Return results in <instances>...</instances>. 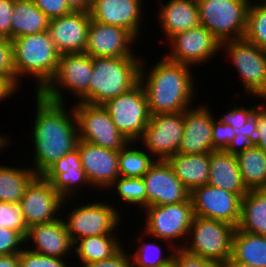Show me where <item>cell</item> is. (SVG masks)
I'll list each match as a JSON object with an SVG mask.
<instances>
[{
	"mask_svg": "<svg viewBox=\"0 0 266 267\" xmlns=\"http://www.w3.org/2000/svg\"><path fill=\"white\" fill-rule=\"evenodd\" d=\"M35 95L36 114L31 136L35 154L31 169L42 175L61 157L76 149L79 139L74 108L67 110L66 103L50 101L39 93Z\"/></svg>",
	"mask_w": 266,
	"mask_h": 267,
	"instance_id": "6da1fadb",
	"label": "cell"
},
{
	"mask_svg": "<svg viewBox=\"0 0 266 267\" xmlns=\"http://www.w3.org/2000/svg\"><path fill=\"white\" fill-rule=\"evenodd\" d=\"M143 66L141 63L139 82L145 91L150 115L184 112L190 108L195 94L190 66L165 57L150 66L148 72Z\"/></svg>",
	"mask_w": 266,
	"mask_h": 267,
	"instance_id": "7a4b0ae2",
	"label": "cell"
},
{
	"mask_svg": "<svg viewBox=\"0 0 266 267\" xmlns=\"http://www.w3.org/2000/svg\"><path fill=\"white\" fill-rule=\"evenodd\" d=\"M11 41L15 86L20 84L21 76H33L38 85L35 91L39 93L54 76L61 54L48 31L16 37Z\"/></svg>",
	"mask_w": 266,
	"mask_h": 267,
	"instance_id": "3957f363",
	"label": "cell"
},
{
	"mask_svg": "<svg viewBox=\"0 0 266 267\" xmlns=\"http://www.w3.org/2000/svg\"><path fill=\"white\" fill-rule=\"evenodd\" d=\"M142 57H92L89 104L103 105L107 100L136 86L139 83L141 63L145 64Z\"/></svg>",
	"mask_w": 266,
	"mask_h": 267,
	"instance_id": "277c9868",
	"label": "cell"
},
{
	"mask_svg": "<svg viewBox=\"0 0 266 267\" xmlns=\"http://www.w3.org/2000/svg\"><path fill=\"white\" fill-rule=\"evenodd\" d=\"M93 74L92 57L87 53L60 55L56 72L39 94L50 101L65 103L63 88L78 97L77 102L89 104V83Z\"/></svg>",
	"mask_w": 266,
	"mask_h": 267,
	"instance_id": "5b68a950",
	"label": "cell"
},
{
	"mask_svg": "<svg viewBox=\"0 0 266 267\" xmlns=\"http://www.w3.org/2000/svg\"><path fill=\"white\" fill-rule=\"evenodd\" d=\"M200 25L219 41L243 39L250 4L245 0H196Z\"/></svg>",
	"mask_w": 266,
	"mask_h": 267,
	"instance_id": "8992f818",
	"label": "cell"
},
{
	"mask_svg": "<svg viewBox=\"0 0 266 267\" xmlns=\"http://www.w3.org/2000/svg\"><path fill=\"white\" fill-rule=\"evenodd\" d=\"M235 227L214 219L194 216L188 236L190 245L182 244L190 253L223 264L232 256V238Z\"/></svg>",
	"mask_w": 266,
	"mask_h": 267,
	"instance_id": "52a82bcc",
	"label": "cell"
},
{
	"mask_svg": "<svg viewBox=\"0 0 266 267\" xmlns=\"http://www.w3.org/2000/svg\"><path fill=\"white\" fill-rule=\"evenodd\" d=\"M144 210L147 215L145 217L146 225L143 236L148 235L158 240L168 241V244L172 245L170 247L171 251L180 247V243L177 245L174 240L177 242L182 238L184 241L183 237H185L186 241L195 216L190 198L187 201L176 204L148 206Z\"/></svg>",
	"mask_w": 266,
	"mask_h": 267,
	"instance_id": "ba28073f",
	"label": "cell"
},
{
	"mask_svg": "<svg viewBox=\"0 0 266 267\" xmlns=\"http://www.w3.org/2000/svg\"><path fill=\"white\" fill-rule=\"evenodd\" d=\"M111 116L118 131L134 144L142 137L150 120L145 91L140 82L102 105Z\"/></svg>",
	"mask_w": 266,
	"mask_h": 267,
	"instance_id": "9c48e42d",
	"label": "cell"
},
{
	"mask_svg": "<svg viewBox=\"0 0 266 267\" xmlns=\"http://www.w3.org/2000/svg\"><path fill=\"white\" fill-rule=\"evenodd\" d=\"M73 108L79 140L114 151H120L130 143L118 131L108 111L102 105L77 102Z\"/></svg>",
	"mask_w": 266,
	"mask_h": 267,
	"instance_id": "30bf717a",
	"label": "cell"
},
{
	"mask_svg": "<svg viewBox=\"0 0 266 267\" xmlns=\"http://www.w3.org/2000/svg\"><path fill=\"white\" fill-rule=\"evenodd\" d=\"M221 48L236 67L245 93L262 98L266 94V51L244 38L225 41Z\"/></svg>",
	"mask_w": 266,
	"mask_h": 267,
	"instance_id": "8fae6325",
	"label": "cell"
},
{
	"mask_svg": "<svg viewBox=\"0 0 266 267\" xmlns=\"http://www.w3.org/2000/svg\"><path fill=\"white\" fill-rule=\"evenodd\" d=\"M89 203L82 204L80 207L74 206L73 211L70 210L69 214H65L67 220L65 219L64 222L73 243L88 236L115 233L119 222L123 220L114 204L106 201Z\"/></svg>",
	"mask_w": 266,
	"mask_h": 267,
	"instance_id": "7c38bea8",
	"label": "cell"
},
{
	"mask_svg": "<svg viewBox=\"0 0 266 267\" xmlns=\"http://www.w3.org/2000/svg\"><path fill=\"white\" fill-rule=\"evenodd\" d=\"M184 133V112L150 115L142 137L144 150L159 161L178 153Z\"/></svg>",
	"mask_w": 266,
	"mask_h": 267,
	"instance_id": "4fadbf2b",
	"label": "cell"
},
{
	"mask_svg": "<svg viewBox=\"0 0 266 267\" xmlns=\"http://www.w3.org/2000/svg\"><path fill=\"white\" fill-rule=\"evenodd\" d=\"M168 41L171 52L165 58L190 67L208 62L221 51L220 41L202 25L178 33Z\"/></svg>",
	"mask_w": 266,
	"mask_h": 267,
	"instance_id": "5bb4252c",
	"label": "cell"
},
{
	"mask_svg": "<svg viewBox=\"0 0 266 267\" xmlns=\"http://www.w3.org/2000/svg\"><path fill=\"white\" fill-rule=\"evenodd\" d=\"M68 200H63L52 183L42 175H37L26 188L20 199L26 226L47 223L59 218L58 213ZM57 216V217H56Z\"/></svg>",
	"mask_w": 266,
	"mask_h": 267,
	"instance_id": "9a60e30c",
	"label": "cell"
},
{
	"mask_svg": "<svg viewBox=\"0 0 266 267\" xmlns=\"http://www.w3.org/2000/svg\"><path fill=\"white\" fill-rule=\"evenodd\" d=\"M190 199L195 216L223 221L237 228L242 201L239 195L206 184L194 188Z\"/></svg>",
	"mask_w": 266,
	"mask_h": 267,
	"instance_id": "2e32d148",
	"label": "cell"
},
{
	"mask_svg": "<svg viewBox=\"0 0 266 267\" xmlns=\"http://www.w3.org/2000/svg\"><path fill=\"white\" fill-rule=\"evenodd\" d=\"M147 194V207L187 201L190 191L176 177L168 161L156 160L142 177Z\"/></svg>",
	"mask_w": 266,
	"mask_h": 267,
	"instance_id": "e0dca14e",
	"label": "cell"
},
{
	"mask_svg": "<svg viewBox=\"0 0 266 267\" xmlns=\"http://www.w3.org/2000/svg\"><path fill=\"white\" fill-rule=\"evenodd\" d=\"M136 39L127 29L91 19L85 53L91 57H134L131 46Z\"/></svg>",
	"mask_w": 266,
	"mask_h": 267,
	"instance_id": "ac0fdd59",
	"label": "cell"
},
{
	"mask_svg": "<svg viewBox=\"0 0 266 267\" xmlns=\"http://www.w3.org/2000/svg\"><path fill=\"white\" fill-rule=\"evenodd\" d=\"M76 148L80 154L82 168L91 186L96 190L110 188L120 176L119 151L105 149L83 140H78Z\"/></svg>",
	"mask_w": 266,
	"mask_h": 267,
	"instance_id": "d6986e66",
	"label": "cell"
},
{
	"mask_svg": "<svg viewBox=\"0 0 266 267\" xmlns=\"http://www.w3.org/2000/svg\"><path fill=\"white\" fill-rule=\"evenodd\" d=\"M89 12L72 11L49 21L48 33L60 54L85 52L89 24Z\"/></svg>",
	"mask_w": 266,
	"mask_h": 267,
	"instance_id": "ffe728a7",
	"label": "cell"
},
{
	"mask_svg": "<svg viewBox=\"0 0 266 267\" xmlns=\"http://www.w3.org/2000/svg\"><path fill=\"white\" fill-rule=\"evenodd\" d=\"M142 0H95L91 4V19L106 25L127 29L136 38L140 36Z\"/></svg>",
	"mask_w": 266,
	"mask_h": 267,
	"instance_id": "44dd1931",
	"label": "cell"
},
{
	"mask_svg": "<svg viewBox=\"0 0 266 267\" xmlns=\"http://www.w3.org/2000/svg\"><path fill=\"white\" fill-rule=\"evenodd\" d=\"M184 111V133L178 153L202 154L216 151L212 146L214 116L203 105Z\"/></svg>",
	"mask_w": 266,
	"mask_h": 267,
	"instance_id": "7402d4cb",
	"label": "cell"
},
{
	"mask_svg": "<svg viewBox=\"0 0 266 267\" xmlns=\"http://www.w3.org/2000/svg\"><path fill=\"white\" fill-rule=\"evenodd\" d=\"M64 218L66 217L30 226L24 239L26 247L29 245L27 242L32 240L33 243L30 244L35 246H28V249L46 256L61 259L66 257L73 249L74 243L67 232Z\"/></svg>",
	"mask_w": 266,
	"mask_h": 267,
	"instance_id": "603a6c76",
	"label": "cell"
},
{
	"mask_svg": "<svg viewBox=\"0 0 266 267\" xmlns=\"http://www.w3.org/2000/svg\"><path fill=\"white\" fill-rule=\"evenodd\" d=\"M42 176L52 183L53 188L58 192L63 200L72 199L79 190L86 185L91 186L84 169L82 168L78 149L61 157L52 164ZM77 188V189H75Z\"/></svg>",
	"mask_w": 266,
	"mask_h": 267,
	"instance_id": "cb8c5ba5",
	"label": "cell"
},
{
	"mask_svg": "<svg viewBox=\"0 0 266 267\" xmlns=\"http://www.w3.org/2000/svg\"><path fill=\"white\" fill-rule=\"evenodd\" d=\"M209 185L239 195L248 192L243 184L234 150L213 151L209 157Z\"/></svg>",
	"mask_w": 266,
	"mask_h": 267,
	"instance_id": "d4e9b609",
	"label": "cell"
},
{
	"mask_svg": "<svg viewBox=\"0 0 266 267\" xmlns=\"http://www.w3.org/2000/svg\"><path fill=\"white\" fill-rule=\"evenodd\" d=\"M159 23L169 40L174 35L200 25L199 10L196 0H169L163 4L159 1Z\"/></svg>",
	"mask_w": 266,
	"mask_h": 267,
	"instance_id": "484cf974",
	"label": "cell"
},
{
	"mask_svg": "<svg viewBox=\"0 0 266 267\" xmlns=\"http://www.w3.org/2000/svg\"><path fill=\"white\" fill-rule=\"evenodd\" d=\"M234 153L246 189H266V152L253 144H242Z\"/></svg>",
	"mask_w": 266,
	"mask_h": 267,
	"instance_id": "4316f807",
	"label": "cell"
},
{
	"mask_svg": "<svg viewBox=\"0 0 266 267\" xmlns=\"http://www.w3.org/2000/svg\"><path fill=\"white\" fill-rule=\"evenodd\" d=\"M210 153L182 154L177 153L167 161L172 166L176 177L191 192L194 188L208 183Z\"/></svg>",
	"mask_w": 266,
	"mask_h": 267,
	"instance_id": "83f0119b",
	"label": "cell"
},
{
	"mask_svg": "<svg viewBox=\"0 0 266 267\" xmlns=\"http://www.w3.org/2000/svg\"><path fill=\"white\" fill-rule=\"evenodd\" d=\"M50 19L43 14L32 0H14L11 18V40L48 31Z\"/></svg>",
	"mask_w": 266,
	"mask_h": 267,
	"instance_id": "f1b7e54d",
	"label": "cell"
},
{
	"mask_svg": "<svg viewBox=\"0 0 266 267\" xmlns=\"http://www.w3.org/2000/svg\"><path fill=\"white\" fill-rule=\"evenodd\" d=\"M237 228L266 237V189L248 190L242 197Z\"/></svg>",
	"mask_w": 266,
	"mask_h": 267,
	"instance_id": "f546056e",
	"label": "cell"
},
{
	"mask_svg": "<svg viewBox=\"0 0 266 267\" xmlns=\"http://www.w3.org/2000/svg\"><path fill=\"white\" fill-rule=\"evenodd\" d=\"M231 257L242 264L266 267V237L235 228Z\"/></svg>",
	"mask_w": 266,
	"mask_h": 267,
	"instance_id": "4dcf8cb0",
	"label": "cell"
},
{
	"mask_svg": "<svg viewBox=\"0 0 266 267\" xmlns=\"http://www.w3.org/2000/svg\"><path fill=\"white\" fill-rule=\"evenodd\" d=\"M116 235L112 233L78 239L74 242L72 251L79 256L82 265L110 259L123 248L120 244L122 241L119 242L120 239H117Z\"/></svg>",
	"mask_w": 266,
	"mask_h": 267,
	"instance_id": "1f68e13d",
	"label": "cell"
},
{
	"mask_svg": "<svg viewBox=\"0 0 266 267\" xmlns=\"http://www.w3.org/2000/svg\"><path fill=\"white\" fill-rule=\"evenodd\" d=\"M37 174L29 167L0 165V201L20 202L26 188Z\"/></svg>",
	"mask_w": 266,
	"mask_h": 267,
	"instance_id": "d6a6232c",
	"label": "cell"
},
{
	"mask_svg": "<svg viewBox=\"0 0 266 267\" xmlns=\"http://www.w3.org/2000/svg\"><path fill=\"white\" fill-rule=\"evenodd\" d=\"M132 142L128 143L124 148L119 151L118 169L122 177H143L156 161L151 154L141 148L138 150L129 146ZM147 152V153H146ZM148 154V155H147Z\"/></svg>",
	"mask_w": 266,
	"mask_h": 267,
	"instance_id": "836d02e7",
	"label": "cell"
},
{
	"mask_svg": "<svg viewBox=\"0 0 266 267\" xmlns=\"http://www.w3.org/2000/svg\"><path fill=\"white\" fill-rule=\"evenodd\" d=\"M256 2L248 9L244 39L266 51V1Z\"/></svg>",
	"mask_w": 266,
	"mask_h": 267,
	"instance_id": "e575fe53",
	"label": "cell"
},
{
	"mask_svg": "<svg viewBox=\"0 0 266 267\" xmlns=\"http://www.w3.org/2000/svg\"><path fill=\"white\" fill-rule=\"evenodd\" d=\"M115 186L116 192L123 203L138 205L141 210L147 207V194L142 177L130 178L119 176L111 188Z\"/></svg>",
	"mask_w": 266,
	"mask_h": 267,
	"instance_id": "d590c367",
	"label": "cell"
},
{
	"mask_svg": "<svg viewBox=\"0 0 266 267\" xmlns=\"http://www.w3.org/2000/svg\"><path fill=\"white\" fill-rule=\"evenodd\" d=\"M162 247L159 244L151 242H142L134 253L130 256L133 267H162L169 263L174 254L164 255ZM164 255V256H163Z\"/></svg>",
	"mask_w": 266,
	"mask_h": 267,
	"instance_id": "8d00e7d4",
	"label": "cell"
},
{
	"mask_svg": "<svg viewBox=\"0 0 266 267\" xmlns=\"http://www.w3.org/2000/svg\"><path fill=\"white\" fill-rule=\"evenodd\" d=\"M0 227L9 228L18 232L24 239L28 232L20 202H1L0 201Z\"/></svg>",
	"mask_w": 266,
	"mask_h": 267,
	"instance_id": "74e56055",
	"label": "cell"
},
{
	"mask_svg": "<svg viewBox=\"0 0 266 267\" xmlns=\"http://www.w3.org/2000/svg\"><path fill=\"white\" fill-rule=\"evenodd\" d=\"M212 146L215 150H234L238 147V138L229 124L213 119Z\"/></svg>",
	"mask_w": 266,
	"mask_h": 267,
	"instance_id": "f35d334b",
	"label": "cell"
},
{
	"mask_svg": "<svg viewBox=\"0 0 266 267\" xmlns=\"http://www.w3.org/2000/svg\"><path fill=\"white\" fill-rule=\"evenodd\" d=\"M61 258L42 255L28 248L19 253L20 267H69Z\"/></svg>",
	"mask_w": 266,
	"mask_h": 267,
	"instance_id": "ab89813d",
	"label": "cell"
},
{
	"mask_svg": "<svg viewBox=\"0 0 266 267\" xmlns=\"http://www.w3.org/2000/svg\"><path fill=\"white\" fill-rule=\"evenodd\" d=\"M24 243V238L18 232L0 227V256L19 254Z\"/></svg>",
	"mask_w": 266,
	"mask_h": 267,
	"instance_id": "60d3db41",
	"label": "cell"
},
{
	"mask_svg": "<svg viewBox=\"0 0 266 267\" xmlns=\"http://www.w3.org/2000/svg\"><path fill=\"white\" fill-rule=\"evenodd\" d=\"M0 75L15 85L12 41L4 37H0Z\"/></svg>",
	"mask_w": 266,
	"mask_h": 267,
	"instance_id": "b9f144b4",
	"label": "cell"
},
{
	"mask_svg": "<svg viewBox=\"0 0 266 267\" xmlns=\"http://www.w3.org/2000/svg\"><path fill=\"white\" fill-rule=\"evenodd\" d=\"M171 253L179 267H222L221 264L190 253L183 247H177Z\"/></svg>",
	"mask_w": 266,
	"mask_h": 267,
	"instance_id": "7bdbcfd3",
	"label": "cell"
},
{
	"mask_svg": "<svg viewBox=\"0 0 266 267\" xmlns=\"http://www.w3.org/2000/svg\"><path fill=\"white\" fill-rule=\"evenodd\" d=\"M262 104L253 105L250 108L236 106L235 108L229 109L228 113L220 115L219 120L225 124H229L232 128L243 127L248 119L255 113V111Z\"/></svg>",
	"mask_w": 266,
	"mask_h": 267,
	"instance_id": "ee69618b",
	"label": "cell"
},
{
	"mask_svg": "<svg viewBox=\"0 0 266 267\" xmlns=\"http://www.w3.org/2000/svg\"><path fill=\"white\" fill-rule=\"evenodd\" d=\"M49 19L59 18L72 12L65 0H32Z\"/></svg>",
	"mask_w": 266,
	"mask_h": 267,
	"instance_id": "f6af8a7d",
	"label": "cell"
},
{
	"mask_svg": "<svg viewBox=\"0 0 266 267\" xmlns=\"http://www.w3.org/2000/svg\"><path fill=\"white\" fill-rule=\"evenodd\" d=\"M14 0H0V37L11 40V18Z\"/></svg>",
	"mask_w": 266,
	"mask_h": 267,
	"instance_id": "bcb514c9",
	"label": "cell"
},
{
	"mask_svg": "<svg viewBox=\"0 0 266 267\" xmlns=\"http://www.w3.org/2000/svg\"><path fill=\"white\" fill-rule=\"evenodd\" d=\"M234 134L238 138V147L242 144H252L257 131L256 111L241 128H233Z\"/></svg>",
	"mask_w": 266,
	"mask_h": 267,
	"instance_id": "7dc6e473",
	"label": "cell"
},
{
	"mask_svg": "<svg viewBox=\"0 0 266 267\" xmlns=\"http://www.w3.org/2000/svg\"><path fill=\"white\" fill-rule=\"evenodd\" d=\"M122 248L117 254L107 260L91 262L81 267H133L131 256ZM79 267V266H78Z\"/></svg>",
	"mask_w": 266,
	"mask_h": 267,
	"instance_id": "c3c4849f",
	"label": "cell"
},
{
	"mask_svg": "<svg viewBox=\"0 0 266 267\" xmlns=\"http://www.w3.org/2000/svg\"><path fill=\"white\" fill-rule=\"evenodd\" d=\"M257 131L252 143L266 152V105L262 104L256 110Z\"/></svg>",
	"mask_w": 266,
	"mask_h": 267,
	"instance_id": "681fc988",
	"label": "cell"
},
{
	"mask_svg": "<svg viewBox=\"0 0 266 267\" xmlns=\"http://www.w3.org/2000/svg\"><path fill=\"white\" fill-rule=\"evenodd\" d=\"M19 90L7 77L0 75V101L10 98Z\"/></svg>",
	"mask_w": 266,
	"mask_h": 267,
	"instance_id": "f907efd6",
	"label": "cell"
},
{
	"mask_svg": "<svg viewBox=\"0 0 266 267\" xmlns=\"http://www.w3.org/2000/svg\"><path fill=\"white\" fill-rule=\"evenodd\" d=\"M72 11L90 12L91 5L86 0H65Z\"/></svg>",
	"mask_w": 266,
	"mask_h": 267,
	"instance_id": "816d5d0a",
	"label": "cell"
},
{
	"mask_svg": "<svg viewBox=\"0 0 266 267\" xmlns=\"http://www.w3.org/2000/svg\"><path fill=\"white\" fill-rule=\"evenodd\" d=\"M0 267H20L19 254L0 256Z\"/></svg>",
	"mask_w": 266,
	"mask_h": 267,
	"instance_id": "f5cc1de1",
	"label": "cell"
},
{
	"mask_svg": "<svg viewBox=\"0 0 266 267\" xmlns=\"http://www.w3.org/2000/svg\"><path fill=\"white\" fill-rule=\"evenodd\" d=\"M222 267H253L251 265H246L235 261L232 257H230L227 261L222 264Z\"/></svg>",
	"mask_w": 266,
	"mask_h": 267,
	"instance_id": "db71d44e",
	"label": "cell"
},
{
	"mask_svg": "<svg viewBox=\"0 0 266 267\" xmlns=\"http://www.w3.org/2000/svg\"><path fill=\"white\" fill-rule=\"evenodd\" d=\"M7 140H8L7 136L0 135V151L4 149V147L6 148V146H8L7 143H9V140L8 141Z\"/></svg>",
	"mask_w": 266,
	"mask_h": 267,
	"instance_id": "11a10c76",
	"label": "cell"
},
{
	"mask_svg": "<svg viewBox=\"0 0 266 267\" xmlns=\"http://www.w3.org/2000/svg\"><path fill=\"white\" fill-rule=\"evenodd\" d=\"M162 267H179L177 262L172 259L169 263H167L165 266H162Z\"/></svg>",
	"mask_w": 266,
	"mask_h": 267,
	"instance_id": "9f6ffc18",
	"label": "cell"
},
{
	"mask_svg": "<svg viewBox=\"0 0 266 267\" xmlns=\"http://www.w3.org/2000/svg\"><path fill=\"white\" fill-rule=\"evenodd\" d=\"M90 5L95 1V0H86Z\"/></svg>",
	"mask_w": 266,
	"mask_h": 267,
	"instance_id": "6f0895ef",
	"label": "cell"
},
{
	"mask_svg": "<svg viewBox=\"0 0 266 267\" xmlns=\"http://www.w3.org/2000/svg\"><path fill=\"white\" fill-rule=\"evenodd\" d=\"M245 1H247L249 4H251V2H252V0H245ZM260 1H266V0H260Z\"/></svg>",
	"mask_w": 266,
	"mask_h": 267,
	"instance_id": "680465c9",
	"label": "cell"
},
{
	"mask_svg": "<svg viewBox=\"0 0 266 267\" xmlns=\"http://www.w3.org/2000/svg\"><path fill=\"white\" fill-rule=\"evenodd\" d=\"M262 99H264L266 101V94L262 97Z\"/></svg>",
	"mask_w": 266,
	"mask_h": 267,
	"instance_id": "91938a15",
	"label": "cell"
}]
</instances>
